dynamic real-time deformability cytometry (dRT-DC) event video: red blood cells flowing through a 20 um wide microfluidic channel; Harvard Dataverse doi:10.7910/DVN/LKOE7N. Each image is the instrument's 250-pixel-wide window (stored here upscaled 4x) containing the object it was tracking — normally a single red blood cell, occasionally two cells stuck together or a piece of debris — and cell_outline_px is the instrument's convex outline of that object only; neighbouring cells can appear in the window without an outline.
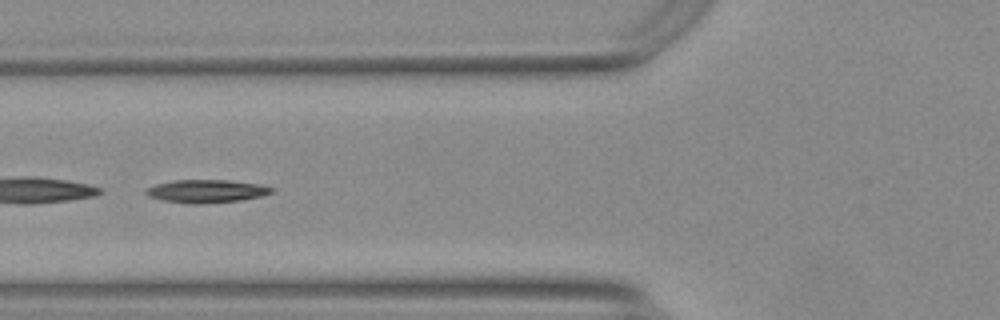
{"species": "Egyptian fruit bat (a non-hibernating species)", "species_latin": "Rousettus aegyptiacus", "temperature_condition": "warm", "stored_images_in_passage": 55, "segment_of_instrument_passage": [2, 2], "camera_frame_rate_fps": 3000, "um_per_image_px": 0.085, "animal": {"sex": "female"}, "frame": {"image": 1, "passage_image": 22, "time_ms": 7.0, "image_size_px": [1000, 320], "cell_outline_px": [[276, 188], [272, 192], [260, 196], [240, 200], [200, 204], [192, 204], [164, 200], [148, 196], [144, 192], [148, 188], [156, 184], [172, 180], [228, 180], [260, 184]], "centroid_in_image_um": [17.56, 16.24], "position_along_channel_um": 108.2, "area_um2": 16.76}}